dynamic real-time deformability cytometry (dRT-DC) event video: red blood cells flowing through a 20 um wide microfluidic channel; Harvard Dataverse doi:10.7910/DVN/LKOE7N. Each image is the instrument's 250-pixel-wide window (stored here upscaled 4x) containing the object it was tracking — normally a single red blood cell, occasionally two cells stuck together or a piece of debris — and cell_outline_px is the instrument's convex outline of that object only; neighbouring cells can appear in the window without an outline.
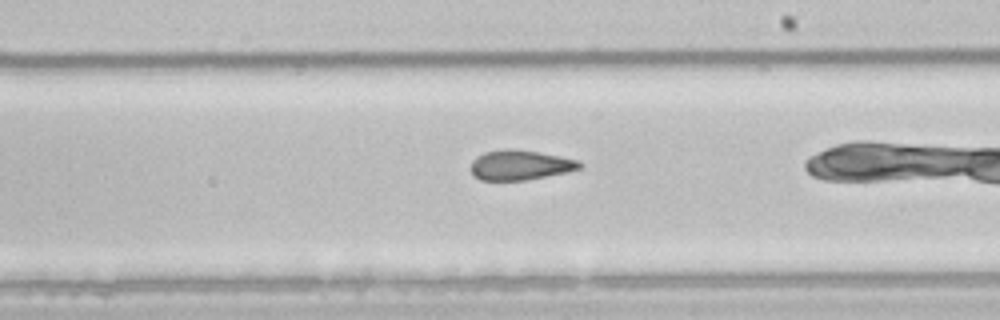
{"species": "common noctule bat (a hibernating species)", "species_latin": "Nyctalus noctula", "temperature_condition": "room temperature", "stored_images_in_passage": 27, "camera_frame_rate_fps": 3000, "um_per_image_px": 0.085, "animal": {"sex": "male", "body_mass_g": 21.5, "forearm_length_mm": 52.0}, "frame": {"image": 1, "passage_image": 16, "time_ms": 5.0, "image_size_px": [1000, 320], "cell_outline_px": [[584, 164], [580, 168], [568, 172], [524, 180], [480, 180], [468, 168], [472, 160], [476, 156], [484, 152], [504, 148], [512, 148], [560, 156], [580, 160]], "centroid_in_image_um": [44.19, 14.02], "position_along_channel_um": 244.8, "area_um2": 19.13}}